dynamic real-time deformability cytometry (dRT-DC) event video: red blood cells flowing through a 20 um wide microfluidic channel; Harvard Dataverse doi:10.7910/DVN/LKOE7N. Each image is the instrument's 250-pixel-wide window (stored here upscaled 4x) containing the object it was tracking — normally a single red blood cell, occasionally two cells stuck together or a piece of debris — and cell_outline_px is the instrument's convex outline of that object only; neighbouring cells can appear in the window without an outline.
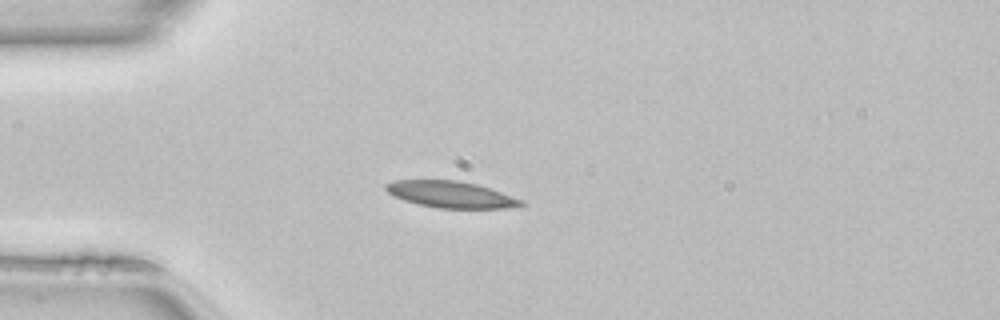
{"species": "common noctule bat (a hibernating species)", "species_latin": "Nyctalus noctula", "temperature_condition": "room temperature", "stored_images_in_passage": 37, "camera_frame_rate_fps": 3000, "um_per_image_px": 0.085, "animal": {"sex": "female", "body_mass_g": 22.7, "forearm_length_mm": 54.2}, "frame": {"image": 1, "passage_image": 1, "time_ms": 0.0, "image_size_px": [1000, 320], "cell_outline_px": [[528, 204], [520, 208], [436, 208], [404, 200], [392, 196], [384, 188], [384, 184], [392, 180], [456, 180], [476, 184], [524, 200]], "centroid_in_image_um": [38.35, 16.54], "position_along_channel_um": 46.6, "area_um2": 21.1}}
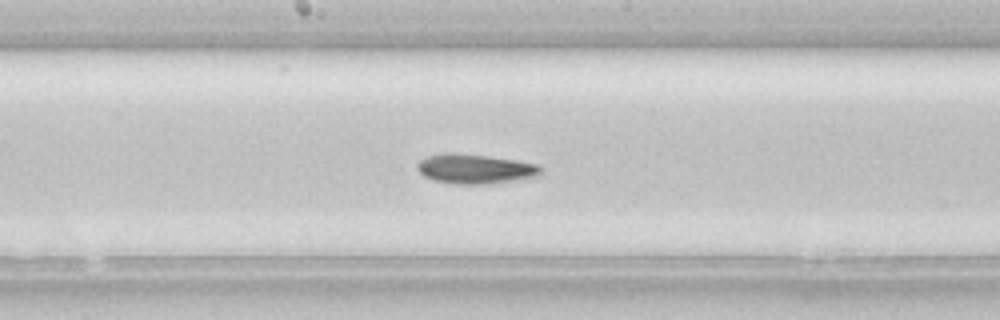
{"frame": {"image": 2, "passage_image": 14, "time_ms": 4.333, "image_size_px": [1000, 320], "cell_outline_px": [[544, 168], [536, 176], [488, 184], [456, 184], [436, 180], [424, 176], [416, 168], [416, 164], [420, 160], [428, 156], [444, 152], [452, 152], [488, 156], [516, 160], [540, 164]], "centroid_in_image_um": [40.38, 14.34], "position_along_channel_um": 207.8, "area_um2": 21.27}}
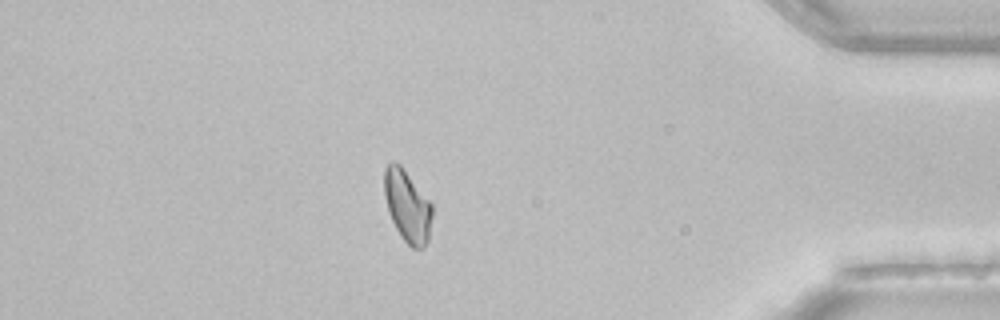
{"frame": {"image": 3, "passage_image": 31, "time_ms": 10.0, "image_size_px": [1000, 320], "cell_outline_px": [[432, 216], [428, 240], [424, 248], [412, 248], [400, 236], [388, 212], [384, 196], [384, 168], [388, 164], [400, 164], [432, 204]], "centroid_in_image_um": [34.62, 17.54], "position_along_channel_um": 400.6, "area_um2": 19.88}, "authors_computed_cell_mechanics": {"area_um2": 20.0566, "velocity_mm_per_s": 4.1274, "shape_relaxation_time_tau1_ms": 10.152, "shape_relaxation_time_tau2_ms": 2.8942, "deformation_change_tau1": 0.225, "deformation_change_tau2": 0.0921}}